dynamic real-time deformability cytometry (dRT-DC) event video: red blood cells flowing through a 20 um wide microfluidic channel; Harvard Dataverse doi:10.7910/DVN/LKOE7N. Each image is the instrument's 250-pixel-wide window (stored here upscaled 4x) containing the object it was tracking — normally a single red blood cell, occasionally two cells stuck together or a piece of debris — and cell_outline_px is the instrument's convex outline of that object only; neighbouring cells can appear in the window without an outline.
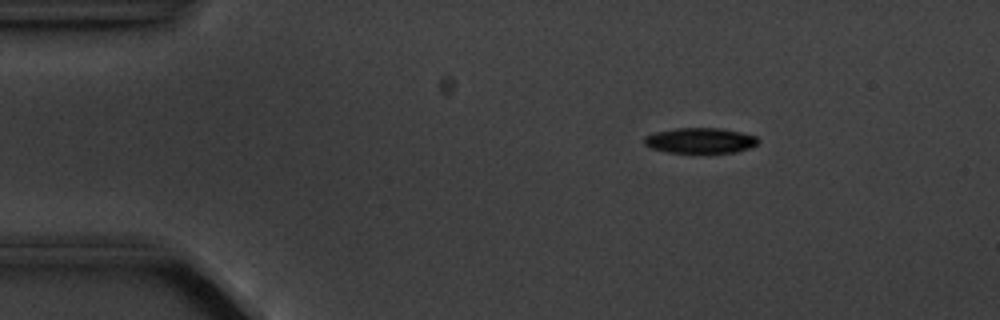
{"species": "common noctule bat (a hibernating species)", "species_latin": "Nyctalus noctula", "temperature_condition": "cold", "stored_images_in_passage": 3, "camera_frame_rate_fps": 3000, "um_per_image_px": 0.085, "animal": {"sex": "male", "body_mass_g": 20.1, "forearm_length_mm": 53.5}, "frame": {"image": 1, "passage_image": 1, "time_ms": 0.0, "image_size_px": [1000, 320], "cell_outline_px": [[760, 140], [756, 144], [748, 148], [736, 152], [668, 152], [652, 148], [644, 144], [644, 136], [652, 132], [676, 128], [720, 128], [740, 132], [756, 136]], "centroid_in_image_um": [59.49, 11.93], "position_along_channel_um": 25.5, "area_um2": 16.76}}